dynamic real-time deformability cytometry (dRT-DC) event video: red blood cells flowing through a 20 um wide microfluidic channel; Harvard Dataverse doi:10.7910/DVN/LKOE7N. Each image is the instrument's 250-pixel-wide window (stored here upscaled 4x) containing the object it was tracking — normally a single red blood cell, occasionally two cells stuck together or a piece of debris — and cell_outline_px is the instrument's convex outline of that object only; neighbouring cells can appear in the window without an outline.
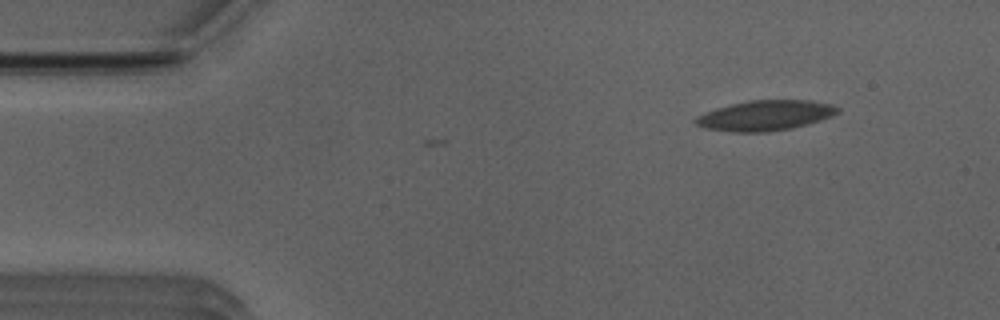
{"species": "Egyptian fruit bat (a non-hibernating species)", "species_latin": "Rousettus aegyptiacus", "temperature_condition": "room temperature", "stored_images_in_passage": 3, "camera_frame_rate_fps": 3000, "um_per_image_px": 0.085, "animal": {"sex": "male"}, "frame": {"image": 1, "passage_image": 1, "time_ms": 0.0, "image_size_px": [1000, 320], "cell_outline_px": [[840, 112], [832, 116], [808, 124], [792, 128], [768, 132], [732, 132], [704, 128], [696, 124], [692, 120], [696, 116], [716, 108], [748, 100], [808, 100], [832, 104], [840, 108]], "centroid_in_image_um": [65.05, 9.82], "position_along_channel_um": 20.0, "area_um2": 25.14}}